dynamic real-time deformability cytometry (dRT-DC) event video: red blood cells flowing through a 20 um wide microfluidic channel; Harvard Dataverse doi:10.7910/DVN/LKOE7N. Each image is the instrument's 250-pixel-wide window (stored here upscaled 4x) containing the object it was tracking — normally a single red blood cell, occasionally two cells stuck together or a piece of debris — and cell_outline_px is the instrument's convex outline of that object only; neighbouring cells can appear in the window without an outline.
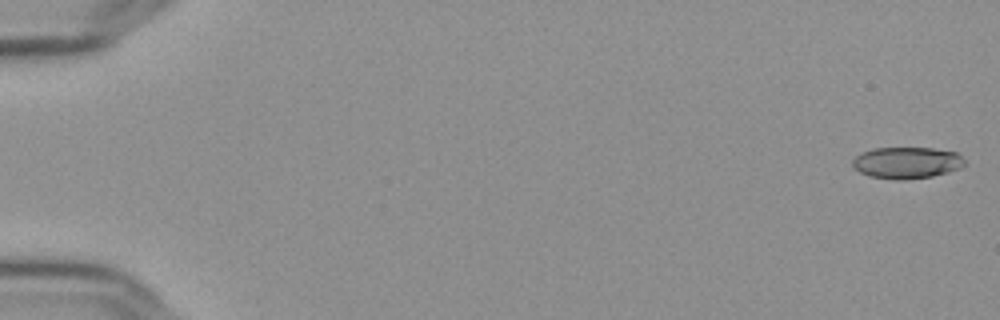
{"species": "Egyptian fruit bat (a non-hibernating species)", "species_latin": "Rousettus aegyptiacus", "temperature_condition": "cold", "stored_images_in_passage": 53, "camera_frame_rate_fps": 3000, "um_per_image_px": 0.085, "frame": {"image": 1, "passage_image": 1, "time_ms": 0.0, "image_size_px": [1000, 320], "cell_outline_px": [[968, 164], [960, 168], [948, 172], [932, 176], [900, 180], [896, 180], [868, 176], [860, 172], [852, 164], [852, 160], [860, 152], [876, 148], [932, 148], [956, 152]], "centroid_in_image_um": [77.08, 13.83], "position_along_channel_um": 7.9, "area_um2": 20.63}}
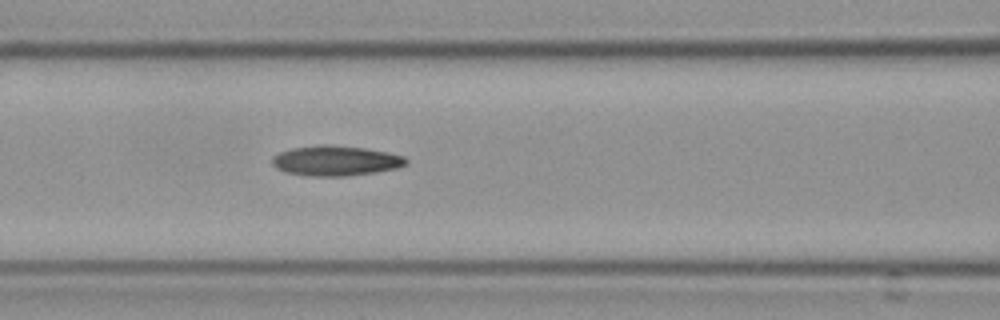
{"frame": {"image": 2, "passage_image": 25, "time_ms": 8.0, "image_size_px": [1000, 320], "cell_outline_px": [[408, 164], [396, 168], [376, 172], [344, 176], [308, 176], [284, 172], [276, 168], [272, 164], [272, 156], [280, 152], [292, 148], [324, 144], [364, 148], [388, 152], [404, 156], [408, 160]], "centroid_in_image_um": [28.52, 13.66], "position_along_channel_um": 138.1, "area_um2": 23.52}}
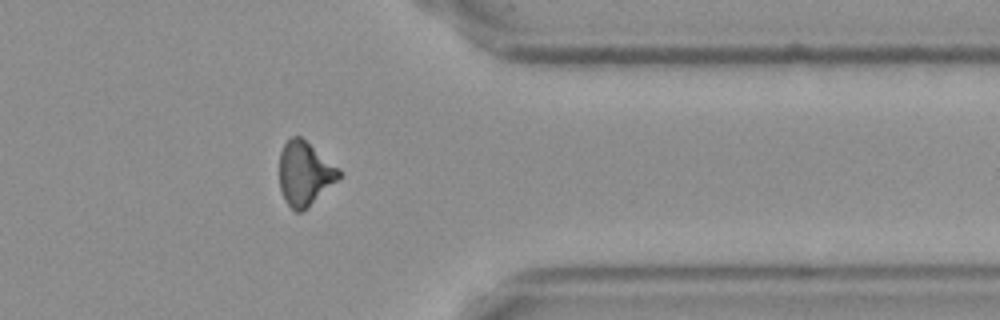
{"frame": {"image": 3, "passage_image": 46, "time_ms": 15.0, "image_size_px": [1000, 320], "cell_outline_px": [[340, 176], [308, 208], [300, 212], [296, 212], [284, 200], [280, 188], [280, 152], [284, 144], [292, 136], [300, 136], [340, 168]], "centroid_in_image_um": [25.89, 14.75], "position_along_channel_um": 385.5, "area_um2": 21.96}}